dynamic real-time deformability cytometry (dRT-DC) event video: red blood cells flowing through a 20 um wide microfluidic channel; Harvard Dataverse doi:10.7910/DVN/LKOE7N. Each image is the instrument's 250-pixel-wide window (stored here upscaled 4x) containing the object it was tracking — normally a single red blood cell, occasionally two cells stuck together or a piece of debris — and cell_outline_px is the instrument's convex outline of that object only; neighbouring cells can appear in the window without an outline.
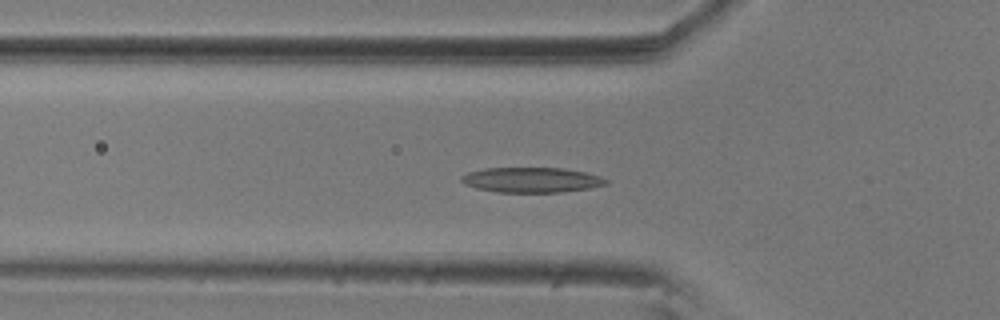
{"species": "common noctule bat (a hibernating species)", "species_latin": "Nyctalus noctula", "temperature_condition": "room temperature", "stored_images_in_passage": 44, "camera_frame_rate_fps": 3000, "um_per_image_px": 0.085, "animal": {"sex": "male", "body_mass_g": 20.5, "forearm_length_mm": 52.5}, "frame": {"image": 1, "passage_image": 10, "time_ms": 3.0, "image_size_px": [1000, 320], "cell_outline_px": [[608, 184], [588, 188], [560, 192], [496, 192], [476, 188], [464, 184], [460, 180], [460, 176], [468, 172], [484, 168], [564, 168], [584, 172], [600, 176], [608, 180]], "centroid_in_image_um": [45.15, 15.29], "position_along_channel_um": 80.7, "area_um2": 21.15}}
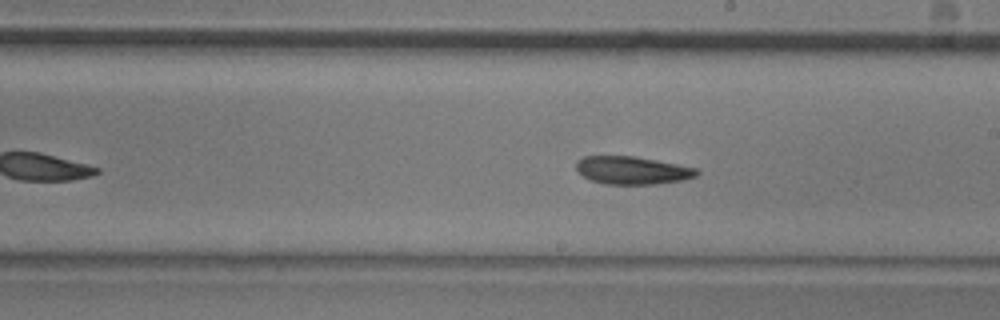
{"frame": {"image": 2, "passage_image": 23, "time_ms": 7.333, "image_size_px": [1000, 320], "cell_outline_px": [[700, 172], [696, 176], [684, 180], [656, 184], [604, 184], [592, 180], [584, 176], [576, 168], [576, 160], [584, 156], [632, 156], [656, 160], [696, 168]], "centroid_in_image_um": [53.75, 14.48], "position_along_channel_um": 235.3, "area_um2": 19.48}}
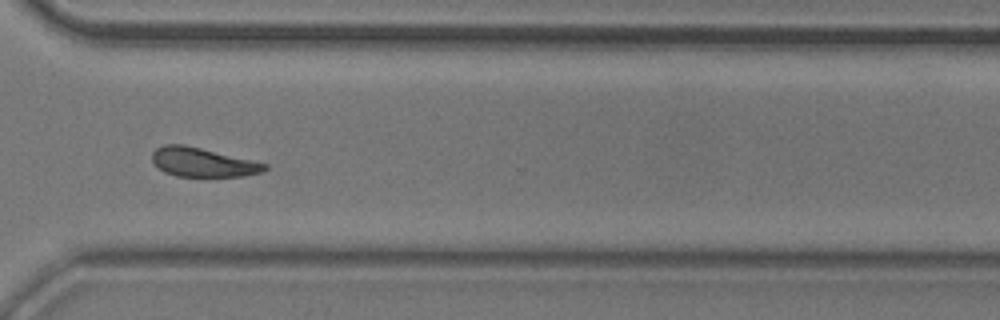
{"frame": {"image": 3, "passage_image": 33, "time_ms": 10.667, "image_size_px": [1000, 320], "cell_outline_px": [[268, 168], [264, 172], [244, 176], [176, 176], [164, 172], [156, 168], [152, 160], [152, 152], [156, 148], [164, 144], [184, 144], [252, 160], [268, 164]], "centroid_in_image_um": [17.21, 13.79], "position_along_channel_um": 353.4, "area_um2": 19.19}, "authors_computed_cell_mechanics": {"area_um2": 19.7965, "velocity_mm_per_s": 3.549, "shape_relaxation_time_tau1_ms": 8.0438, "shape_relaxation_time_tau2_ms": null, "deformation_change_tau1": 0.1697, "deformation_change_tau2": null}}